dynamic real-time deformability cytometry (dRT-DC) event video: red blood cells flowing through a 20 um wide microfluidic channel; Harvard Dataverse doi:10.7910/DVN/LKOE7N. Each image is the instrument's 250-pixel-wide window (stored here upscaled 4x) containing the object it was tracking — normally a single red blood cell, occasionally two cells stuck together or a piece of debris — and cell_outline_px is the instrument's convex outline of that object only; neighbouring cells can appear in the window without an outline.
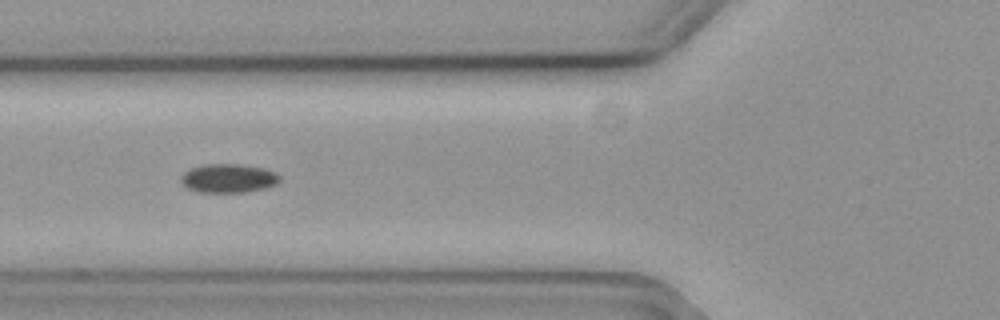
{"species": "common noctule bat (a hibernating species)", "species_latin": "Nyctalus noctula", "temperature_condition": "cold", "stored_images_in_passage": 41, "camera_frame_rate_fps": 3000, "um_per_image_px": 0.085, "animal": {"sex": "female", "body_mass_g": 19.3, "forearm_length_mm": 54.1}, "frame": {"image": 1, "passage_image": 6, "time_ms": 1.667, "image_size_px": [1000, 320], "cell_outline_px": [[280, 180], [276, 184], [264, 188], [244, 192], [196, 192], [188, 188], [180, 180], [180, 176], [184, 172], [192, 168], [204, 164], [240, 164], [264, 168], [276, 172], [280, 176]], "centroid_in_image_um": [19.41, 15.15], "position_along_channel_um": 106.4, "area_um2": 16.59}}
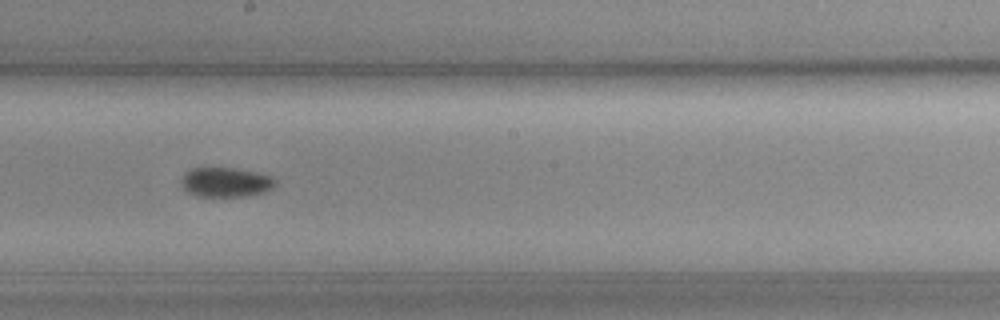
{"frame": {"image": 2, "passage_image": 16, "time_ms": 5.0, "image_size_px": [1000, 320], "cell_outline_px": [[276, 184], [272, 188], [264, 192], [244, 196], [196, 196], [188, 192], [184, 188], [180, 180], [192, 168], [232, 168], [256, 172], [272, 176], [276, 180]], "centroid_in_image_um": [19.21, 15.49], "position_along_channel_um": 229.0, "area_um2": 16.01}}
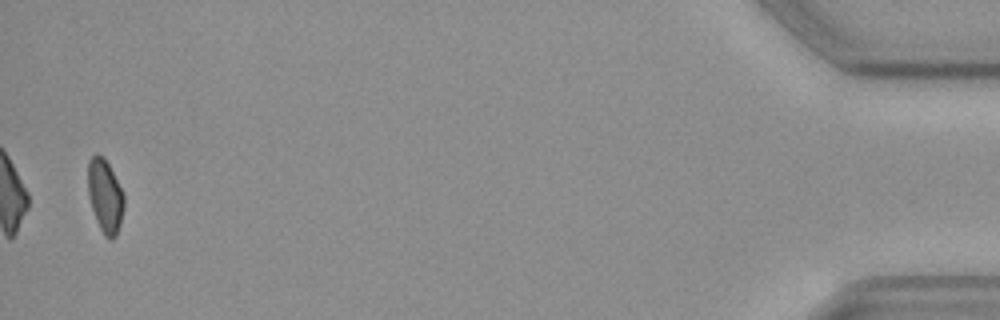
{"frame": {"image": 3, "passage_image": 40, "time_ms": 13.0, "image_size_px": [1000, 320], "cell_outline_px": [[124, 208], [120, 224], [116, 236], [112, 240], [108, 240], [104, 236], [96, 220], [88, 196], [88, 160], [96, 152], [104, 156], [124, 192]], "centroid_in_image_um": [8.94, 16.65], "position_along_channel_um": 426.3, "area_um2": 15.72}}